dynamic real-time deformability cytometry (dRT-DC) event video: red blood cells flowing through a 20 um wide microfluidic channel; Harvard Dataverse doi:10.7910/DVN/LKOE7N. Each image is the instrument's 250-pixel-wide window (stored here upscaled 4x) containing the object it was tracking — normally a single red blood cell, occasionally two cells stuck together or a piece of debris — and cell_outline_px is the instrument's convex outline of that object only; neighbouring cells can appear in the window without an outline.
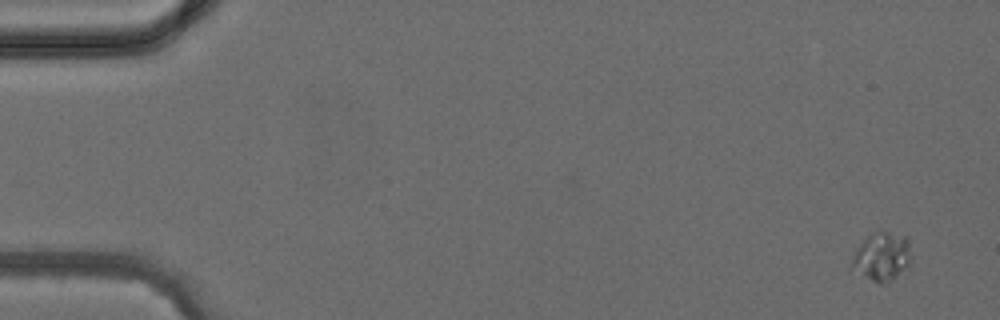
{"species": "common noctule bat (a hibernating species)", "species_latin": "Nyctalus noctula", "temperature_condition": "cold", "stored_images_in_passage": 3, "camera_frame_rate_fps": 3000, "um_per_image_px": 0.085, "animal": {"sex": "female", "body_mass_g": 24.6, "forearm_length_mm": 56.2}, "frame": {"image": 1, "passage_image": 1, "time_ms": 0.0, "image_size_px": [1000, 320], "cell_outline_px": [[908, 256], [904, 264], [884, 284], [880, 284], [872, 280], [852, 268], [852, 256], [856, 248], [868, 236], [880, 232], [888, 232], [908, 236]], "centroid_in_image_um": [74.87, 21.76], "position_along_channel_um": 10.1, "area_um2": 15.43}}